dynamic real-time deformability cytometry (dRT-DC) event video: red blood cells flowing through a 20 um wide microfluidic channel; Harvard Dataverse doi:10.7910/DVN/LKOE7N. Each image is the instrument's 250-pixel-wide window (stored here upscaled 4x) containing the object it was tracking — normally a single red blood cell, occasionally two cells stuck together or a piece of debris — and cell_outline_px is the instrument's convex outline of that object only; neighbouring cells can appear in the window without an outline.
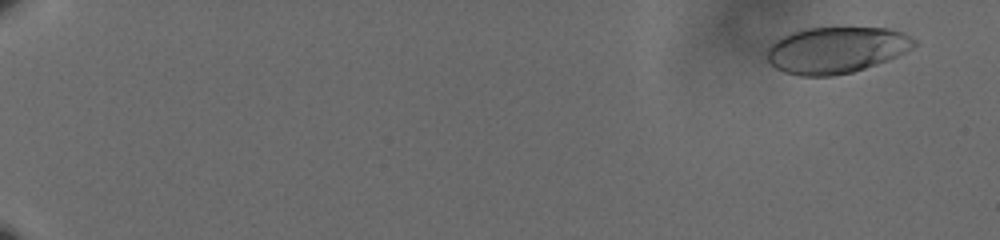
{"species": "human", "species_latin": "Homo sapiens", "temperature_condition": "cold", "stored_images_in_passage": 58, "camera_frame_rate_fps": 3000, "um_per_image_px": 0.085, "donor": {"sex": "male"}, "frame": {"image": 1, "passage_image": 1, "time_ms": 0.0, "image_size_px": [1000, 240], "cell_outline_px": [[916, 44], [912, 48], [888, 60], [852, 72], [832, 76], [800, 76], [784, 72], [776, 68], [768, 60], [768, 48], [776, 40], [792, 32], [808, 28], [888, 28], [900, 32], [916, 40]], "centroid_in_image_um": [71.07, 4.26], "position_along_channel_um": 13.9, "area_um2": 39.3}}
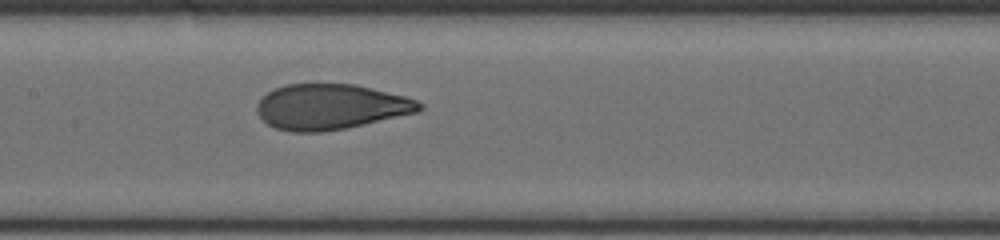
{"frame": {"image": 2, "passage_image": 31, "time_ms": 10.0, "image_size_px": [1000, 240], "cell_outline_px": [[424, 108], [416, 112], [344, 128], [320, 132], [288, 132], [276, 128], [268, 124], [256, 112], [256, 104], [268, 92], [284, 84], [356, 84], [404, 96], [416, 100], [424, 104]], "centroid_in_image_um": [28.08, 9.07], "position_along_channel_um": 179.3, "area_um2": 42.66}}
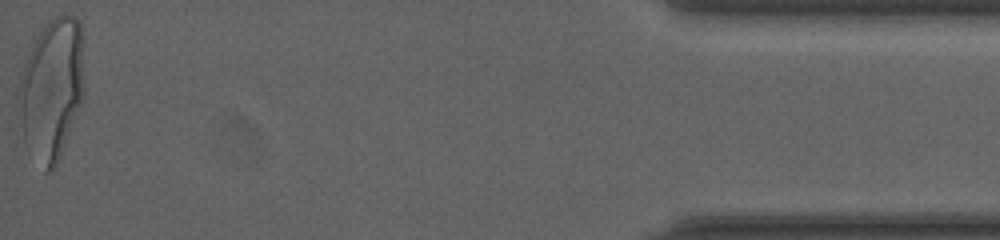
{"frame": {"image": 3, "passage_image": 58, "time_ms": 19.0, "image_size_px": [1000, 240], "cell_outline_px": [[84, 96], [60, 160], [56, 168], [52, 172], [44, 172], [24, 144], [16, 108], [16, 96], [20, 76], [32, 40], [48, 20], [64, 12], [76, 16], [80, 20], [84, 28]], "centroid_in_image_um": [4.4, 7.55], "position_along_channel_um": 430.8, "area_um2": 56.64}, "authors_computed_cell_mechanics": {"area_um2": 42.8876, "velocity_mm_per_s": 3.6118, "shape_relaxation_time_tau1_ms": 5.2594, "shape_relaxation_time_tau2_ms": null, "deformation_change_tau1": 0.2014, "deformation_change_tau2": null}}